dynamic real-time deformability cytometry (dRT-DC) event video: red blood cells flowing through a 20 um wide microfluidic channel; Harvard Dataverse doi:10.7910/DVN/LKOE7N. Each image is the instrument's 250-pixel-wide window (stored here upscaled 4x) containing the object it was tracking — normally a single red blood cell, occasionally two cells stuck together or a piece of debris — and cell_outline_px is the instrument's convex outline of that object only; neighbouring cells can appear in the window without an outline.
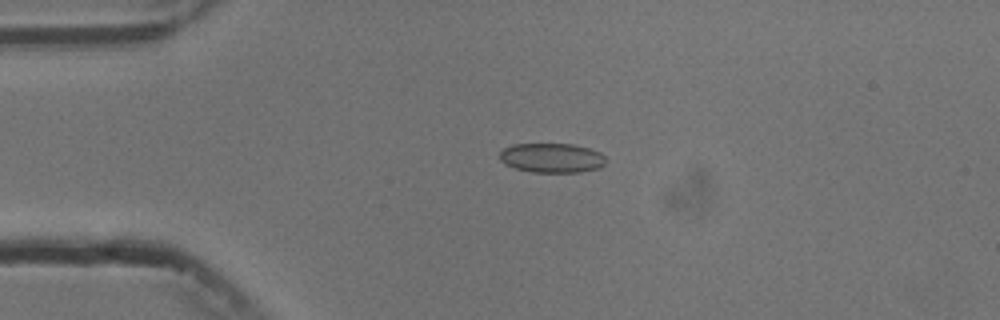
{"species": "common noctule bat (a hibernating species)", "species_latin": "Nyctalus noctula", "temperature_condition": "cold", "stored_images_in_passage": 5, "camera_frame_rate_fps": 3000, "um_per_image_px": 0.085, "animal": {"sex": "male", "body_mass_g": 13.3}, "frame": {"image": 1, "passage_image": 4, "time_ms": 3.667, "image_size_px": [1000, 320], "cell_outline_px": [[604, 164], [600, 168], [580, 172], [532, 172], [516, 168], [504, 164], [500, 160], [500, 152], [504, 148], [512, 144], [572, 144], [588, 148], [600, 152], [604, 156]], "centroid_in_image_um": [46.89, 13.42], "position_along_channel_um": 38.1, "area_um2": 18.21}}